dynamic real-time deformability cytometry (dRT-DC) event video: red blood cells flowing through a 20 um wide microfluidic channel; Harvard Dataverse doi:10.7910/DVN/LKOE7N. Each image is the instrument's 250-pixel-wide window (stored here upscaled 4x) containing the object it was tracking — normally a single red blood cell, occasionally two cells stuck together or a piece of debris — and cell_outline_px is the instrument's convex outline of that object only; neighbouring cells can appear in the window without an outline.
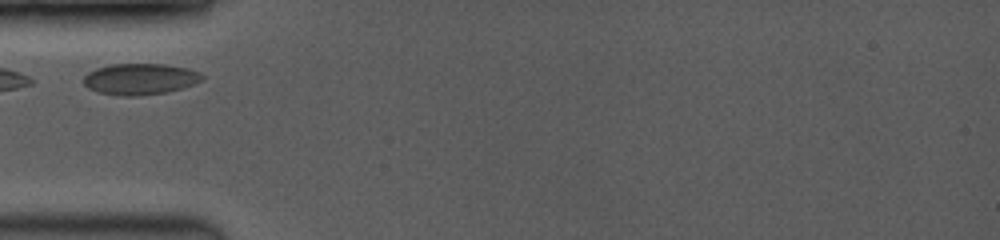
{"species": "common noctule bat (a hibernating species)", "species_latin": "Nyctalus noctula", "temperature_condition": "room temperature", "stored_images_in_passage": 7, "camera_frame_rate_fps": 3500, "um_per_image_px": 0.085, "animal": {"sex": "female", "body_mass_g": 19.0, "forearm_length_mm": 53.3}, "frame": {"image": 1, "passage_image": 1, "time_ms": 0.0, "image_size_px": [1000, 240], "cell_outline_px": [[204, 80], [184, 88], [164, 92], [136, 96], [124, 96], [100, 92], [88, 88], [84, 84], [84, 76], [88, 72], [96, 68], [112, 64], [164, 64], [188, 68], [200, 72], [204, 76]], "centroid_in_image_um": [11.94, 6.71], "position_along_channel_um": 73.1, "area_um2": 21.56}}
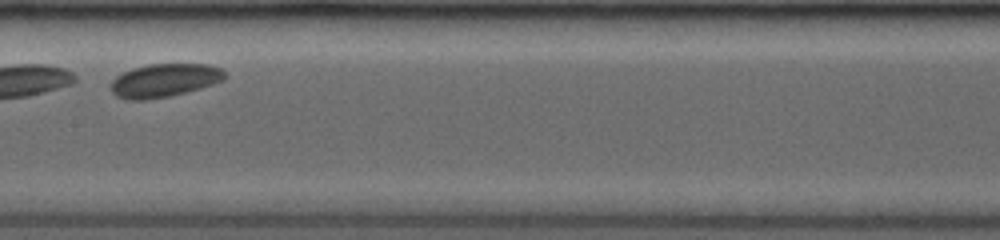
{"frame": {"image": 2, "passage_image": 5, "time_ms": 3.143, "image_size_px": [1000, 240], "cell_outline_px": [[224, 80], [200, 88], [168, 96], [144, 100], [128, 100], [116, 96], [112, 92], [112, 80], [116, 76], [132, 68], [148, 64], [208, 64], [220, 68], [224, 72]], "centroid_in_image_um": [13.95, 6.82], "position_along_channel_um": 193.5, "area_um2": 21.91}}
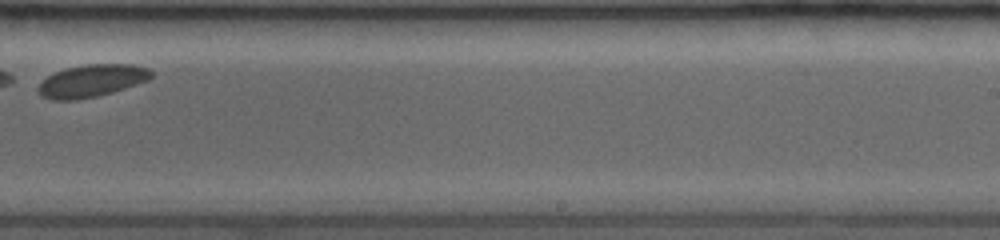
{"frame": {"image": 3, "passage_image": 7, "time_ms": 5.429, "image_size_px": [1000, 240], "cell_outline_px": [[152, 76], [148, 80], [112, 92], [96, 96], [76, 100], [52, 100], [40, 96], [36, 88], [48, 76], [64, 68], [88, 64], [132, 64], [148, 68], [152, 72]], "centroid_in_image_um": [7.77, 6.87], "position_along_channel_um": 281.2, "area_um2": 21.27}}